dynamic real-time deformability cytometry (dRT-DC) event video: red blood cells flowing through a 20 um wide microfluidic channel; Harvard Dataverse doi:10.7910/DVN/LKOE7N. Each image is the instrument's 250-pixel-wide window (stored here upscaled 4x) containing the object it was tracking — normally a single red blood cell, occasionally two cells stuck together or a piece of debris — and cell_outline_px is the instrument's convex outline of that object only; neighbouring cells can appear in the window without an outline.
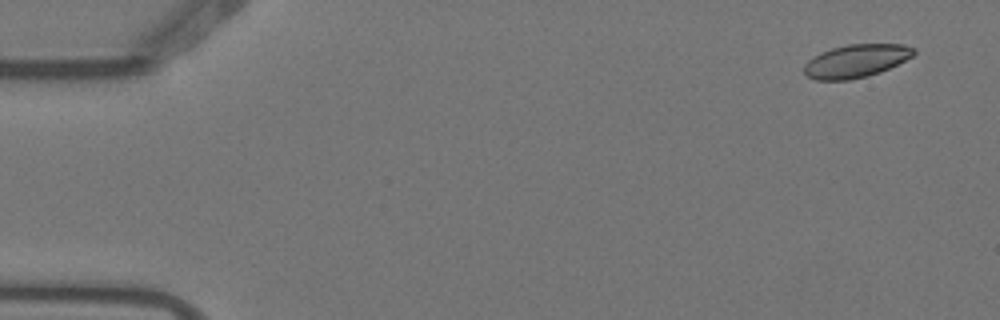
{"species": "Egyptian fruit bat (a non-hibernating species)", "species_latin": "Rousettus aegyptiacus", "temperature_condition": "warm", "stored_images_in_passage": 6, "camera_frame_rate_fps": 3000, "um_per_image_px": 0.085, "animal": {"sex": "female"}, "frame": {"image": 1, "passage_image": 1, "time_ms": 0.0, "image_size_px": [1000, 320], "cell_outline_px": [[916, 52], [912, 56], [880, 72], [868, 76], [848, 80], [816, 80], [808, 76], [804, 72], [804, 64], [812, 56], [820, 52], [832, 48], [848, 44], [904, 44], [916, 48]], "centroid_in_image_um": [72.75, 5.17], "position_along_channel_um": 12.3, "area_um2": 21.15}}
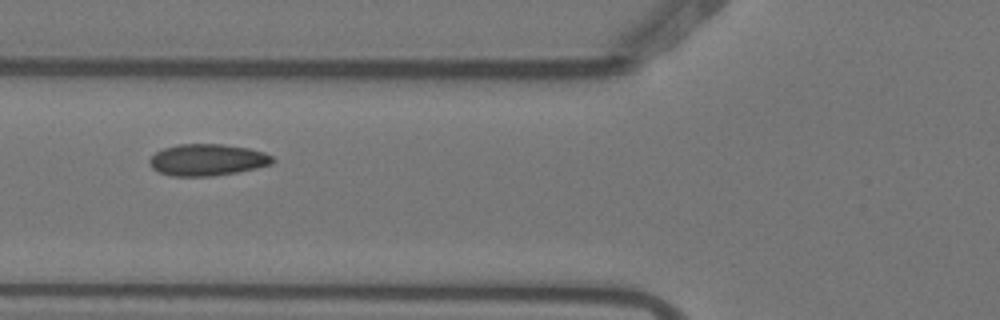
{"frame": {"image": 2, "passage_image": 6, "time_ms": 1.667, "image_size_px": [1000, 320], "cell_outline_px": [[276, 160], [272, 164], [256, 168], [236, 172], [212, 176], [172, 176], [160, 172], [152, 168], [148, 160], [156, 152], [164, 148], [176, 144], [220, 144], [248, 148], [264, 152], [272, 156]], "centroid_in_image_um": [17.63, 13.58], "position_along_channel_um": 108.2, "area_um2": 22.66}}